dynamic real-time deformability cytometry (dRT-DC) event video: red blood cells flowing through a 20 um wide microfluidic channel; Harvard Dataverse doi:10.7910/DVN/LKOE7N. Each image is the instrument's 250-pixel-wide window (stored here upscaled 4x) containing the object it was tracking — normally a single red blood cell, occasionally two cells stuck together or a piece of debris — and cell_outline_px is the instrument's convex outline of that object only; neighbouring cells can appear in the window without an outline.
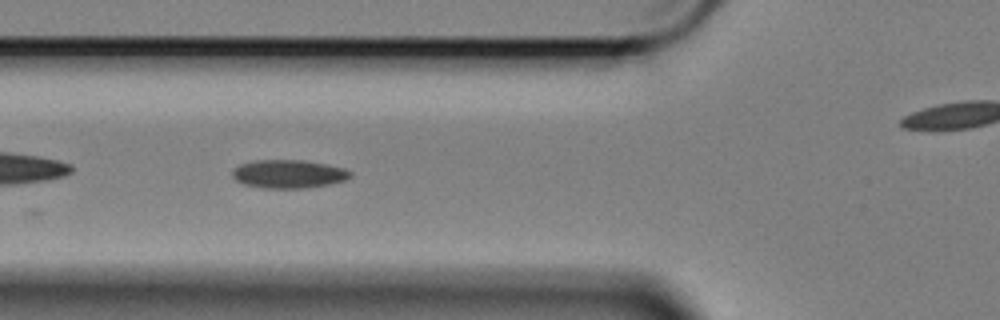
{"species": "Egyptian fruit bat (a non-hibernating species)", "species_latin": "Rousettus aegyptiacus", "temperature_condition": "cold", "stored_images_in_passage": 9, "camera_frame_rate_fps": 3000, "um_per_image_px": 0.085, "animal": {"sex": "female"}, "frame": {"image": 1, "passage_image": 3, "time_ms": 0.667, "image_size_px": [1000, 320], "cell_outline_px": [[352, 176], [344, 180], [328, 184], [308, 188], [260, 188], [244, 184], [236, 180], [232, 176], [232, 172], [240, 164], [256, 160], [304, 160], [344, 168], [352, 172]], "centroid_in_image_um": [24.52, 14.79], "position_along_channel_um": 101.3, "area_um2": 19.42}}
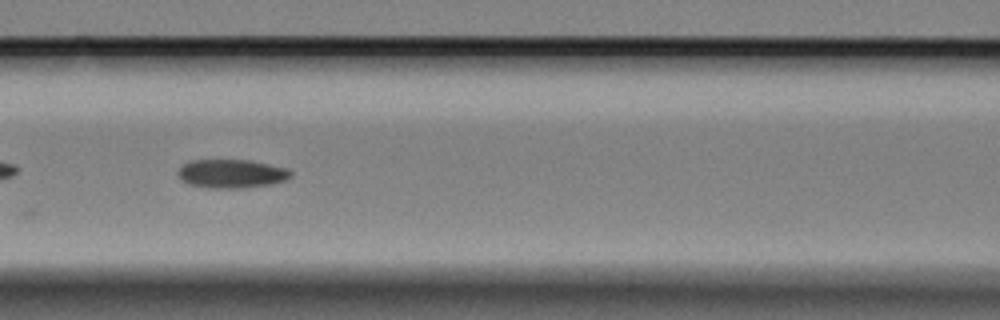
{"frame": {"image": 2, "passage_image": 7, "time_ms": 2.0, "image_size_px": [1000, 320], "cell_outline_px": [[292, 176], [284, 180], [272, 184], [244, 188], [212, 188], [188, 184], [180, 180], [176, 176], [176, 172], [184, 164], [192, 160], [252, 160], [288, 168], [292, 172]], "centroid_in_image_um": [19.67, 14.76], "position_along_channel_um": 146.9, "area_um2": 19.07}}